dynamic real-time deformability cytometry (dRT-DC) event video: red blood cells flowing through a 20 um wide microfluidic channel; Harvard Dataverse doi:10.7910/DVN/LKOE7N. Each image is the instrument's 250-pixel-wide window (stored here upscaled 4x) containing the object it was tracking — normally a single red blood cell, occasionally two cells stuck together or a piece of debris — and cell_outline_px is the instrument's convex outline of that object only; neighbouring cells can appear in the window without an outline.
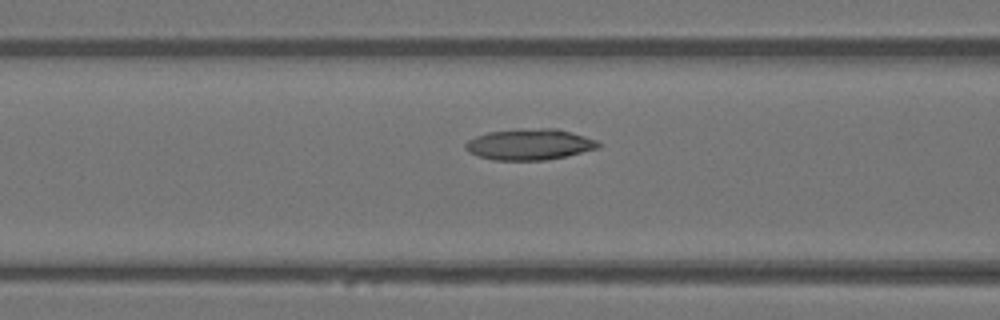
{"species": "Egyptian fruit bat (a non-hibernating species)", "species_latin": "Rousettus aegyptiacus", "temperature_condition": "warm", "stored_images_in_passage": 14, "camera_frame_rate_fps": 3000, "um_per_image_px": 0.085, "animal": {"sex": "female"}, "frame": {"image": 1, "passage_image": 12, "time_ms": 3.667, "image_size_px": [1000, 320], "cell_outline_px": [[600, 148], [564, 156], [544, 160], [492, 160], [468, 152], [464, 148], [464, 144], [468, 140], [476, 136], [488, 132], [516, 128], [556, 128], [584, 136], [596, 140], [600, 144]], "centroid_in_image_um": [44.97, 12.26], "position_along_channel_um": 121.6, "area_um2": 24.1}}